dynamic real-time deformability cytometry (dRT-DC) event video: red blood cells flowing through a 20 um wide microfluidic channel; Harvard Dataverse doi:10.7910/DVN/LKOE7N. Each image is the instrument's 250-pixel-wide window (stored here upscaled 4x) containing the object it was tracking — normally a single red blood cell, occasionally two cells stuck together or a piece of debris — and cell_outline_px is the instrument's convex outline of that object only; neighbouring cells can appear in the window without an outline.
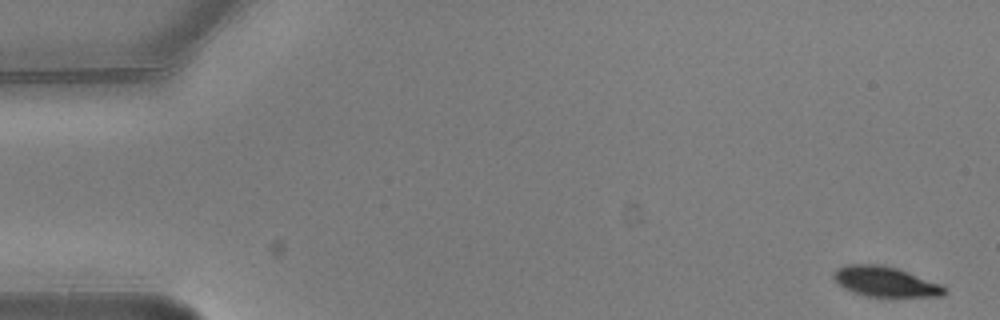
{"species": "common noctule bat (a hibernating species)", "species_latin": "Nyctalus noctula", "temperature_condition": "warm", "stored_images_in_passage": 5, "camera_frame_rate_fps": 3000, "um_per_image_px": 0.085, "animal": {"sex": "male", "body_mass_g": 20.5, "forearm_length_mm": 52.5}, "frame": {"image": 1, "passage_image": 1, "time_ms": 0.0, "image_size_px": [1000, 320], "cell_outline_px": [[948, 292], [944, 296], [868, 296], [852, 292], [844, 288], [832, 276], [836, 268], [848, 264], [880, 264], [896, 268], [940, 284], [948, 288]], "centroid_in_image_um": [75.25, 23.94], "position_along_channel_um": 9.7, "area_um2": 19.25}}